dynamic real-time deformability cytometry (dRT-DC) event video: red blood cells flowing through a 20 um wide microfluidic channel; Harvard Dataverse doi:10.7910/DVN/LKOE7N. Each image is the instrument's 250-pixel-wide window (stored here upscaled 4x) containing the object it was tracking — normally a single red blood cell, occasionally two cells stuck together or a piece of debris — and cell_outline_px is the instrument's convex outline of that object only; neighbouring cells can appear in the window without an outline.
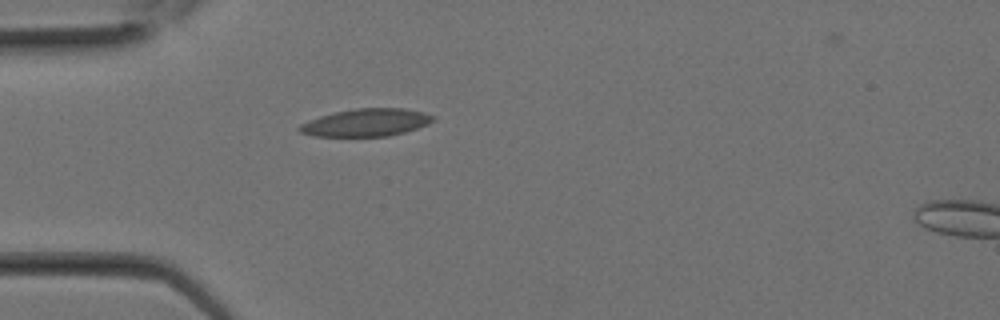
{"species": "Egyptian fruit bat (a non-hibernating species)", "species_latin": "Rousettus aegyptiacus", "temperature_condition": "room temperature", "stored_images_in_passage": 3, "camera_frame_rate_fps": 3000, "um_per_image_px": 0.085, "animal": {"sex": "female"}, "frame": {"image": 1, "passage_image": 1, "time_ms": 0.0, "image_size_px": [1000, 320], "cell_outline_px": [[436, 120], [428, 124], [404, 132], [388, 136], [316, 136], [300, 132], [296, 128], [300, 124], [308, 120], [320, 116], [336, 112], [356, 108], [404, 108], [424, 112], [436, 116]], "centroid_in_image_um": [31.15, 10.41], "position_along_channel_um": 53.9, "area_um2": 21.5}}
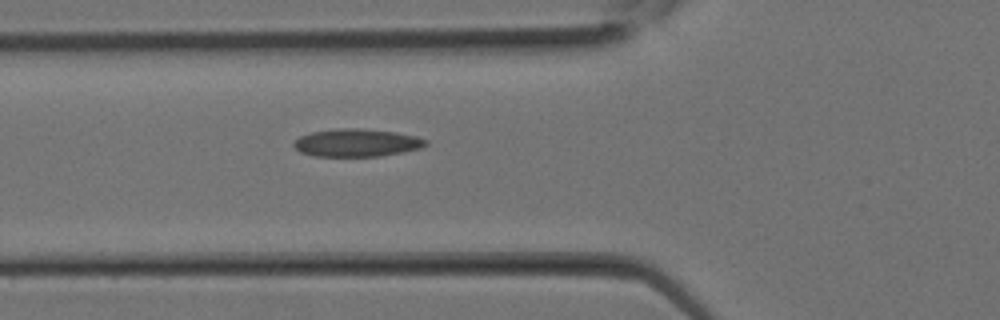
{"frame": {"image": 2, "passage_image": 3, "time_ms": 0.667, "image_size_px": [1000, 320], "cell_outline_px": [[428, 144], [420, 148], [380, 156], [312, 156], [300, 152], [292, 144], [300, 136], [312, 132], [336, 128], [364, 128], [396, 132], [416, 136], [428, 140]], "centroid_in_image_um": [30.32, 12.12], "position_along_channel_um": 95.5, "area_um2": 21.39}}